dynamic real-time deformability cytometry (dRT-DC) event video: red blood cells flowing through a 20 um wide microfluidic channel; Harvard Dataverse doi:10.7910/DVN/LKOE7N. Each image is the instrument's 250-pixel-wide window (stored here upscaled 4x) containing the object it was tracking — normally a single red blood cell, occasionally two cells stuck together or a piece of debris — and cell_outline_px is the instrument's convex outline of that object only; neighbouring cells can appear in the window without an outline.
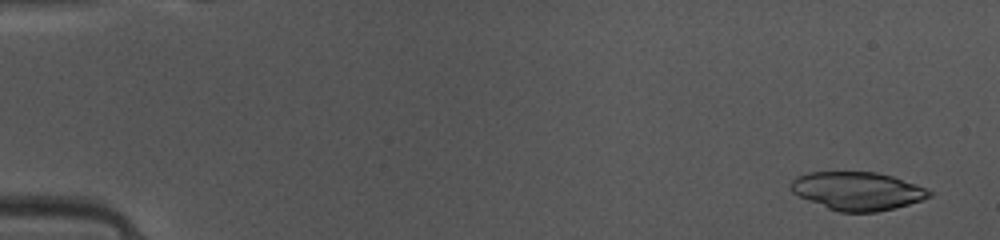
{"species": "common noctule bat (a hibernating species)", "species_latin": "Nyctalus noctula", "temperature_condition": "warm", "stored_images_in_passage": 46, "camera_frame_rate_fps": 3000, "um_per_image_px": 0.085, "animal": {"sex": "female", "body_mass_g": 10.0, "forearm_length_mm": 53.1}, "frame": {"image": 1, "passage_image": 1, "time_ms": 0.0, "image_size_px": [1000, 240], "cell_outline_px": [[932, 196], [908, 204], [876, 212], [840, 212], [828, 208], [808, 200], [792, 192], [788, 188], [792, 180], [796, 176], [808, 172], [876, 172], [892, 176], [916, 184], [932, 192]], "centroid_in_image_um": [72.84, 16.22], "position_along_channel_um": 12.2, "area_um2": 30.63}}